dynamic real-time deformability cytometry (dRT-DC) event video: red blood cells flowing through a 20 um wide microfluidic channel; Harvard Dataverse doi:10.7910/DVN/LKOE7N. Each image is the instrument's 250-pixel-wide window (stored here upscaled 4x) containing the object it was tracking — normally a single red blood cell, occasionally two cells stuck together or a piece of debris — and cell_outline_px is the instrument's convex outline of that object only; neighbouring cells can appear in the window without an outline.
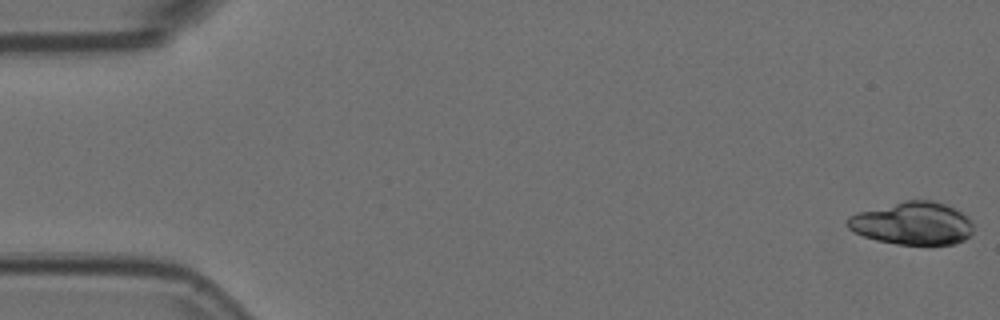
{"species": "Egyptian fruit bat (a non-hibernating species)", "species_latin": "Rousettus aegyptiacus", "temperature_condition": "room temperature", "stored_images_in_passage": 15, "camera_frame_rate_fps": 3000, "um_per_image_px": 0.085, "animal": {"sex": "female"}, "frame": {"image": 1, "passage_image": 1, "time_ms": 0.0, "image_size_px": [1000, 320], "cell_outline_px": [[972, 232], [964, 240], [952, 244], [896, 244], [876, 240], [864, 236], [848, 228], [848, 216], [856, 212], [904, 200], [932, 200], [944, 204], [960, 212], [972, 224]], "centroid_in_image_um": [77.52, 18.98], "position_along_channel_um": 7.5, "area_um2": 31.04}}